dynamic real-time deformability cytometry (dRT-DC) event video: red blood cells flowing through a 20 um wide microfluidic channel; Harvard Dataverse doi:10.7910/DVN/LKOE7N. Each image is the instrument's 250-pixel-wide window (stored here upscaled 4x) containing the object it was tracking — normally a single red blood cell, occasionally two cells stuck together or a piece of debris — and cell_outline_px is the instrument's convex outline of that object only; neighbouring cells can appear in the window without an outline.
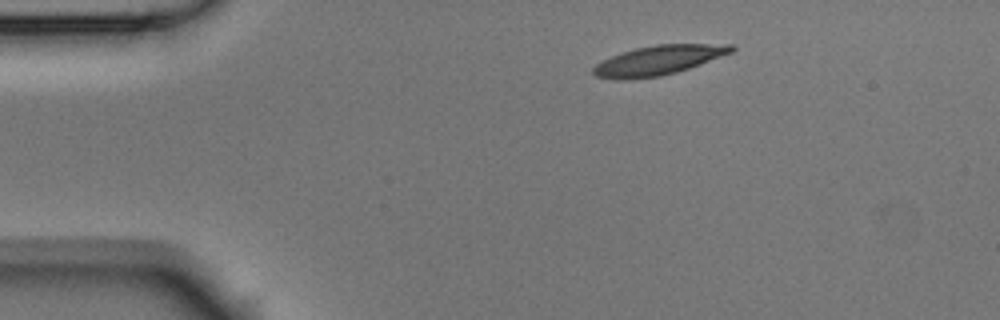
{"species": "Egyptian fruit bat (a non-hibernating species)", "species_latin": "Rousettus aegyptiacus", "temperature_condition": "room temperature", "stored_images_in_passage": 4, "camera_frame_rate_fps": 3000, "um_per_image_px": 0.085, "animal": {"sex": "male"}, "frame": {"image": 1, "passage_image": 1, "time_ms": 0.0, "image_size_px": [1000, 320], "cell_outline_px": [[736, 48], [732, 52], [688, 68], [676, 72], [660, 76], [628, 80], [612, 80], [596, 76], [592, 72], [592, 68], [596, 64], [612, 56], [636, 48], [656, 44], [732, 44]], "centroid_in_image_um": [55.93, 5.13], "position_along_channel_um": 29.1, "area_um2": 23.58}}
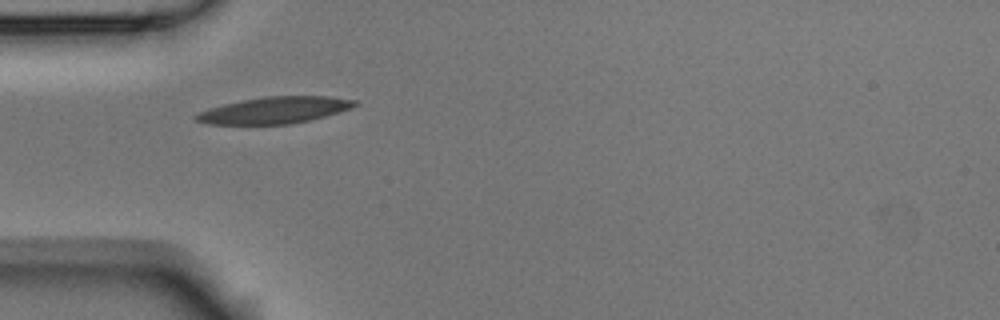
{"frame": {"image": 2, "passage_image": 3, "time_ms": 0.667, "image_size_px": [1000, 320], "cell_outline_px": [[360, 104], [352, 108], [324, 116], [308, 120], [288, 124], [208, 124], [196, 120], [192, 116], [196, 112], [208, 108], [224, 104], [244, 100], [268, 96], [328, 96], [356, 100]], "centroid_in_image_um": [23.32, 9.36], "position_along_channel_um": 61.7, "area_um2": 24.51}}
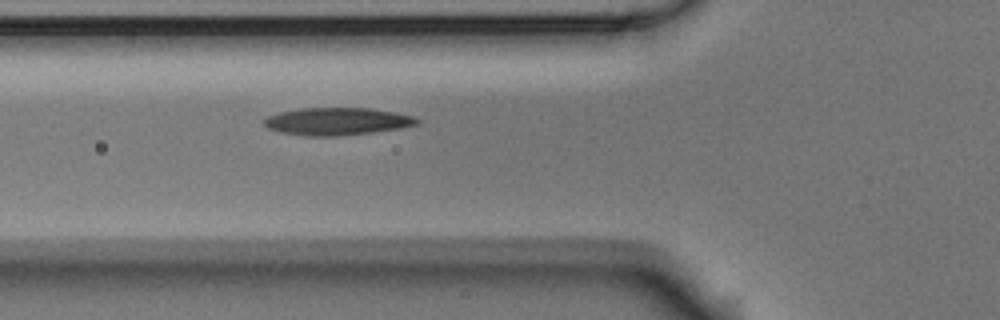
{"frame": {"image": 3, "passage_image": 4, "time_ms": 1.0, "image_size_px": [1000, 320], "cell_outline_px": [[420, 124], [400, 128], [372, 132], [336, 136], [304, 136], [280, 132], [268, 128], [260, 120], [268, 116], [280, 112], [300, 108], [372, 108], [396, 112], [412, 116], [420, 120]], "centroid_in_image_um": [28.64, 10.31], "position_along_channel_um": 97.2, "area_um2": 24.62}}